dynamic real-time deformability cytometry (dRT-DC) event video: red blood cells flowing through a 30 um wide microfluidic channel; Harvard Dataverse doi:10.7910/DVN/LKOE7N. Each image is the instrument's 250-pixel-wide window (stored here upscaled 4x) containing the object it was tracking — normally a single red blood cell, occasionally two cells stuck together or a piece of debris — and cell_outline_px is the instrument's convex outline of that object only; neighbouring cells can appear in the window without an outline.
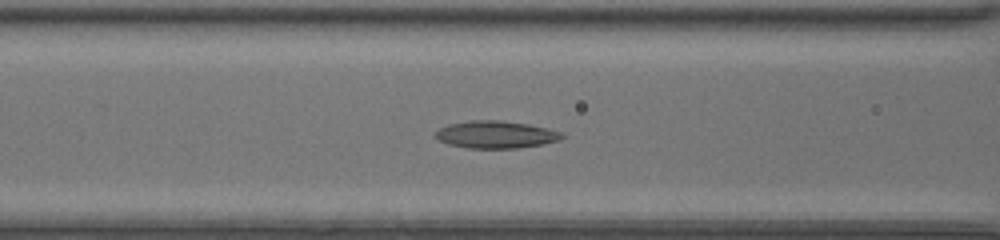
{"species": "common noctule bat (a hibernating species)", "species_latin": "Nyctalus noctula", "temperature_condition": "room temperature", "stored_images_in_passage": 46, "camera_frame_rate_fps": 3000, "um_per_image_px": 0.085, "animal": {"sex": "female", "body_mass_g": 20.0, "forearm_length_mm": 54.0}, "frame": {"image": 1, "passage_image": 19, "time_ms": 6.0, "image_size_px": [1000, 240], "cell_outline_px": [[564, 136], [560, 140], [544, 144], [516, 148], [468, 148], [448, 144], [432, 136], [440, 128], [448, 124], [468, 120], [500, 120], [528, 124], [548, 128], [564, 132]], "centroid_in_image_um": [42.16, 11.43], "position_along_channel_um": 124.4, "area_um2": 20.35}}
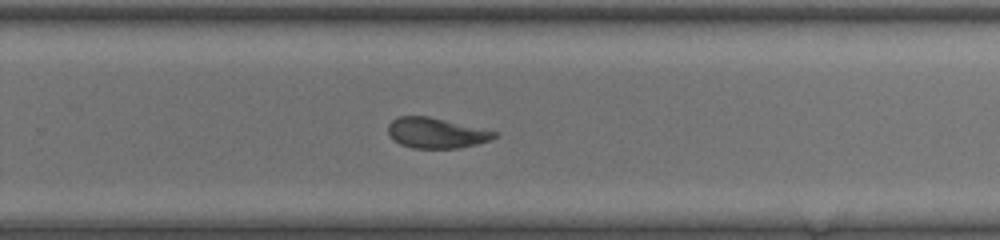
{"frame": {"image": 2, "passage_image": 31, "time_ms": 10.0, "image_size_px": [1000, 240], "cell_outline_px": [[500, 132], [496, 136], [488, 140], [476, 144], [460, 148], [412, 148], [400, 144], [392, 140], [388, 132], [388, 124], [392, 120], [400, 116], [428, 116]], "centroid_in_image_um": [37.06, 11.3], "position_along_channel_um": 292.7, "area_um2": 18.84}}
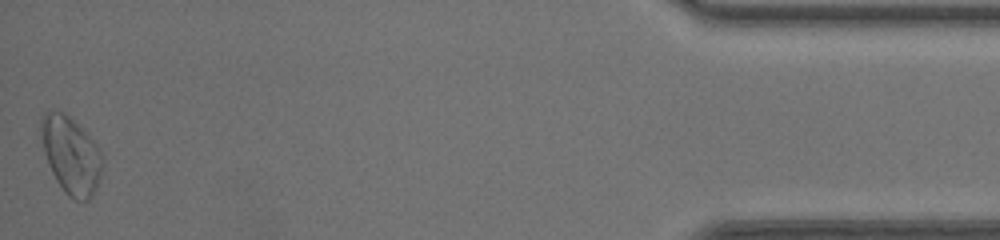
{"frame": {"image": 3, "passage_image": 46, "time_ms": 15.0, "image_size_px": [1000, 240], "cell_outline_px": [[100, 176], [96, 188], [92, 196], [88, 200], [76, 200], [68, 196], [64, 192], [56, 180], [48, 164], [44, 152], [40, 128], [40, 120], [44, 112], [64, 112], [100, 148]], "centroid_in_image_um": [6.0, 13.21], "position_along_channel_um": 429.2, "area_um2": 26.88}, "authors_computed_cell_mechanics": {"area_um2": 20.4034, "velocity_mm_per_s": 4.2188, "shape_relaxation_time_tau1_ms": 3.4138, "shape_relaxation_time_tau2_ms": 2.599, "deformation_change_tau1": 0.1407, "deformation_change_tau2": 0.0928}}